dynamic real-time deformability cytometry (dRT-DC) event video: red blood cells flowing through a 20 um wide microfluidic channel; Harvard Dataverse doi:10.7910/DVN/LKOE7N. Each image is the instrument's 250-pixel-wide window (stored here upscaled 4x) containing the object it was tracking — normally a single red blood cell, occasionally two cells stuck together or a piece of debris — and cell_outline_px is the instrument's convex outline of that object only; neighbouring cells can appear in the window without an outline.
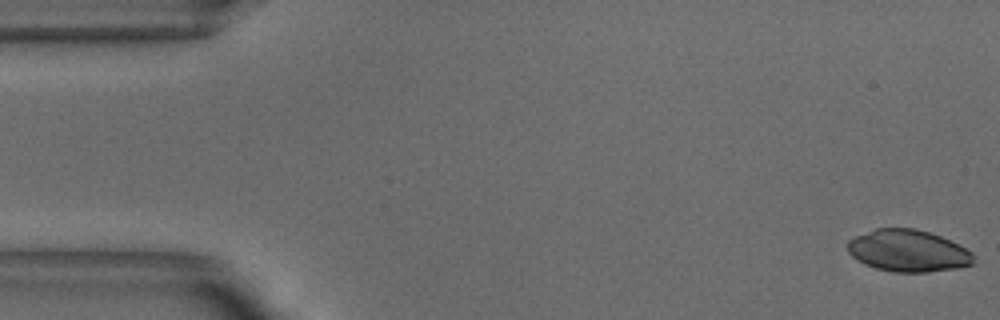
{"species": "common noctule bat (a hibernating species)", "species_latin": "Nyctalus noctula", "temperature_condition": "warm", "stored_images_in_passage": 52, "camera_frame_rate_fps": 3000, "um_per_image_px": 0.085, "animal": {"sex": "male", "body_mass_g": 18.8}, "frame": {"image": 1, "passage_image": 1, "time_ms": 0.0, "image_size_px": [1000, 320], "cell_outline_px": [[976, 256], [972, 264], [960, 268], [928, 272], [892, 272], [876, 268], [864, 264], [856, 260], [848, 252], [848, 240], [856, 236], [876, 228], [916, 228], [940, 236], [972, 252]], "centroid_in_image_um": [77.18, 21.33], "position_along_channel_um": 7.8, "area_um2": 30.81}}
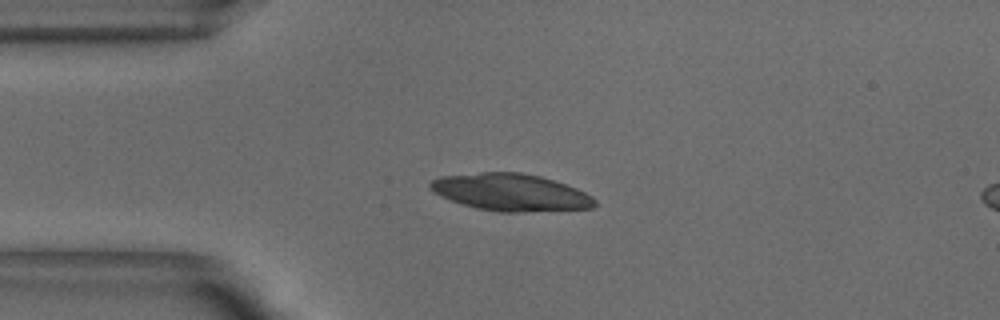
{"frame": {"image": 2, "passage_image": 12, "time_ms": 3.667, "image_size_px": [1000, 320], "cell_outline_px": [[596, 204], [592, 208], [524, 212], [496, 212], [476, 208], [440, 196], [432, 192], [428, 188], [428, 184], [432, 180], [440, 176], [480, 172], [520, 172], [540, 176], [576, 188], [592, 196], [596, 200]], "centroid_in_image_um": [43.37, 16.35], "position_along_channel_um": 41.6, "area_um2": 35.66}}